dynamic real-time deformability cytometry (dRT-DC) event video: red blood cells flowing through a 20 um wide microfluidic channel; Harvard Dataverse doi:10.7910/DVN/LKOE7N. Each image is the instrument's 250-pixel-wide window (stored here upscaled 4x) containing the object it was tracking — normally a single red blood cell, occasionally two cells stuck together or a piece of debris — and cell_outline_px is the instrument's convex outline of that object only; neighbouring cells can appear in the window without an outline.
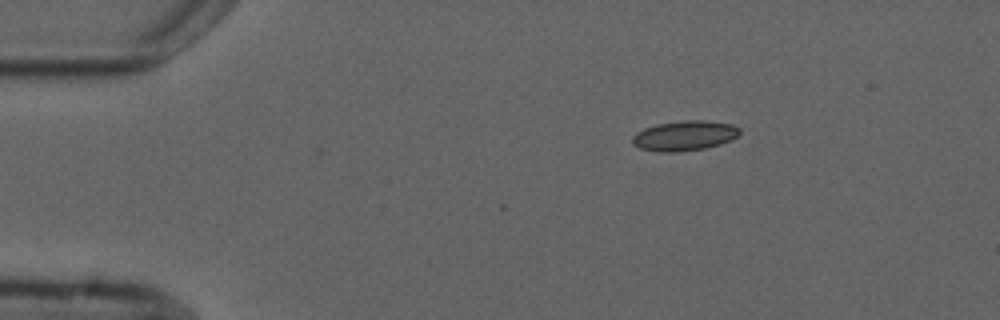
{"species": "common noctule bat (a hibernating species)", "species_latin": "Nyctalus noctula", "temperature_condition": "cold", "stored_images_in_passage": 4, "camera_frame_rate_fps": 3000, "um_per_image_px": 0.085, "animal": {"sex": "male", "forearm_length_mm": 52.5}, "frame": {"image": 1, "passage_image": 1, "time_ms": 0.0, "image_size_px": [1000, 320], "cell_outline_px": [[740, 132], [732, 140], [720, 144], [704, 148], [676, 152], [660, 152], [640, 148], [632, 144], [632, 136], [636, 132], [644, 128], [656, 124], [684, 120], [704, 120], [732, 124], [740, 128]], "centroid_in_image_um": [58.17, 11.53], "position_along_channel_um": 26.8, "area_um2": 18.79}}
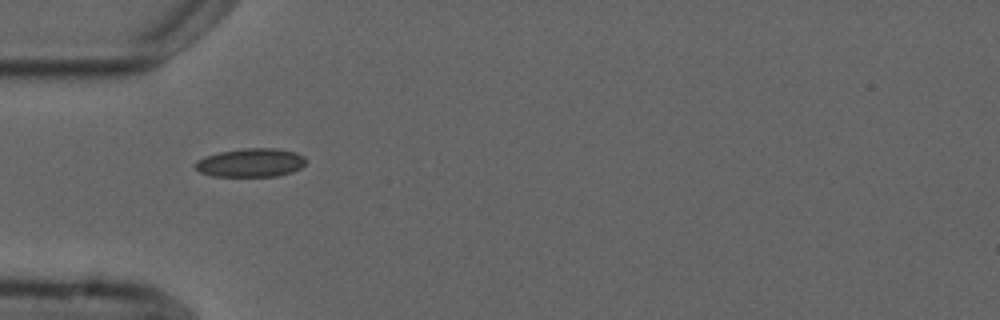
{"frame": {"image": 2, "passage_image": 3, "time_ms": 2.667, "image_size_px": [1000, 320], "cell_outline_px": [[308, 160], [300, 168], [292, 172], [276, 176], [212, 176], [200, 172], [196, 168], [196, 160], [204, 156], [220, 152], [244, 148], [276, 148], [296, 152], [304, 156]], "centroid_in_image_um": [21.34, 13.82], "position_along_channel_um": 63.7, "area_um2": 18.5}}
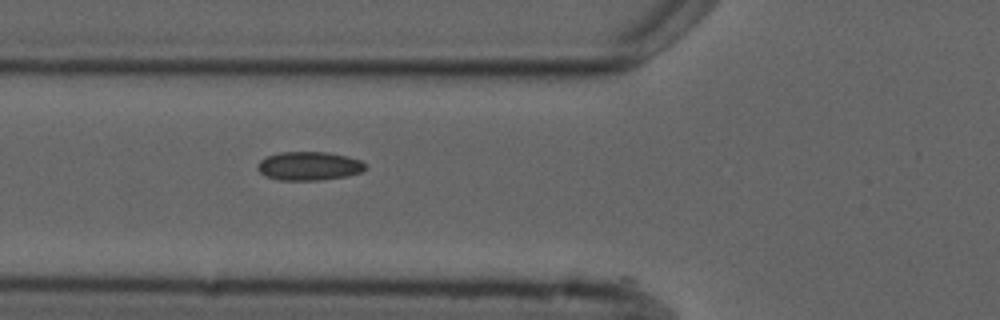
{"frame": {"image": 3, "passage_image": 4, "time_ms": 3.667, "image_size_px": [1000, 320], "cell_outline_px": [[368, 168], [364, 172], [348, 176], [320, 180], [280, 180], [264, 176], [256, 168], [256, 164], [264, 156], [280, 152], [328, 152], [348, 156], [360, 160], [368, 164]], "centroid_in_image_um": [26.29, 14.11], "position_along_channel_um": 99.5, "area_um2": 18.5}}